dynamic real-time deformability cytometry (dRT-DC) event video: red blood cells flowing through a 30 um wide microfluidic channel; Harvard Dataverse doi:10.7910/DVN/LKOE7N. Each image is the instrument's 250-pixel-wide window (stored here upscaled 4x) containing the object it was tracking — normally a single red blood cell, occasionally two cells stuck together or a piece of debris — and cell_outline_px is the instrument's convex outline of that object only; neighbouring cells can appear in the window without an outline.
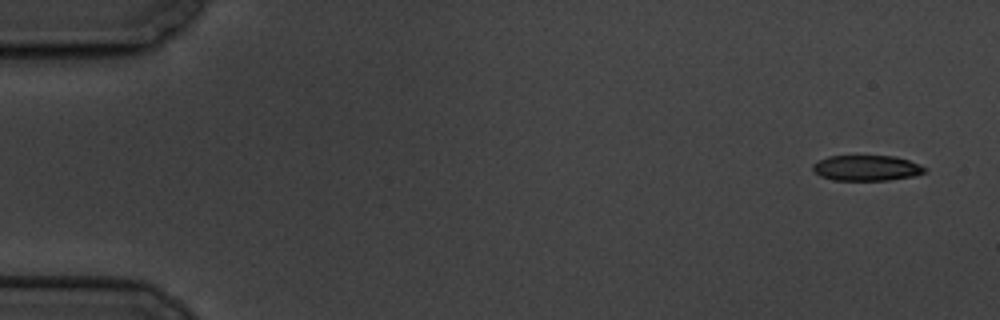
{"species": "common noctule bat (a hibernating species)", "species_latin": "Nyctalus noctula", "temperature_condition": "cold", "stored_images_in_passage": 5, "camera_frame_rate_fps": 3000, "um_per_image_px": 0.085, "animal": {"sex": "male", "body_mass_g": 19.5, "forearm_length_mm": 54.6}, "frame": {"image": 1, "passage_image": 1, "time_ms": 0.0, "image_size_px": [1000, 320], "cell_outline_px": [[928, 168], [924, 172], [912, 176], [888, 180], [832, 180], [820, 176], [812, 168], [812, 164], [828, 156], [896, 156], [908, 160]], "centroid_in_image_um": [73.65, 14.28], "position_along_channel_um": 11.4, "area_um2": 16.53}}
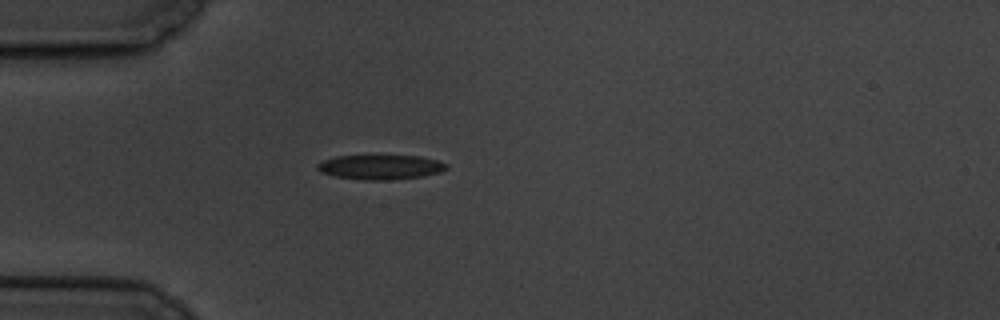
{"frame": {"image": 2, "passage_image": 5, "time_ms": 4.667, "image_size_px": [1000, 320], "cell_outline_px": [[448, 168], [440, 172], [424, 176], [388, 180], [368, 180], [336, 176], [320, 172], [316, 168], [316, 164], [324, 160], [336, 156], [420, 156], [436, 160], [448, 164]], "centroid_in_image_um": [32.35, 14.2], "position_along_channel_um": 52.6, "area_um2": 18.38}}